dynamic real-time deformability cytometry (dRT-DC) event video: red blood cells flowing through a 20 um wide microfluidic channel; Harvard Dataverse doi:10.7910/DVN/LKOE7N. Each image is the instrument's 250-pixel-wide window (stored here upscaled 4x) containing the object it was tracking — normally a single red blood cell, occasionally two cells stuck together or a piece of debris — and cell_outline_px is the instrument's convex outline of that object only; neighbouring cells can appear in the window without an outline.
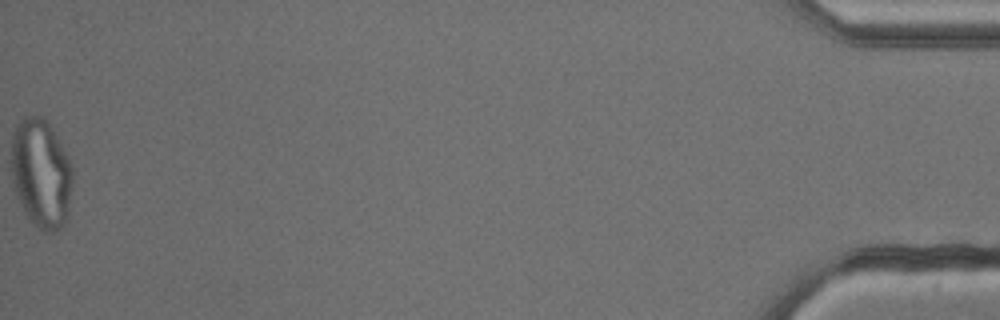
{"species": "common noctule bat (a hibernating species)", "species_latin": "Nyctalus noctula", "temperature_condition": "cold", "stored_images_in_passage": 54, "camera_frame_rate_fps": 3000, "um_per_image_px": 0.085, "animal": {"sex": "male", "body_mass_g": 13.3}, "frame": {"image": 1, "passage_image": 54, "time_ms": 17.667, "image_size_px": [1000, 320], "cell_outline_px": [[72, 184], [68, 220], [60, 228], [52, 232], [44, 232], [32, 224], [24, 216], [16, 196], [12, 176], [12, 136], [16, 124], [24, 116], [44, 116], [48, 120], [60, 140], [68, 156], [72, 168]], "centroid_in_image_um": [3.5, 14.76], "position_along_channel_um": 431.7, "area_um2": 39.88}}